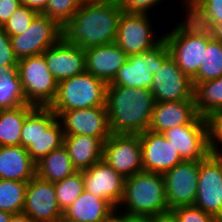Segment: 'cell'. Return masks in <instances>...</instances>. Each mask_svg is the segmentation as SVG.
Returning <instances> with one entry per match:
<instances>
[{"instance_id":"obj_1","label":"cell","mask_w":222,"mask_h":222,"mask_svg":"<svg viewBox=\"0 0 222 222\" xmlns=\"http://www.w3.org/2000/svg\"><path fill=\"white\" fill-rule=\"evenodd\" d=\"M123 10L116 0L82 2L61 26V39L82 49L114 43Z\"/></svg>"},{"instance_id":"obj_2","label":"cell","mask_w":222,"mask_h":222,"mask_svg":"<svg viewBox=\"0 0 222 222\" xmlns=\"http://www.w3.org/2000/svg\"><path fill=\"white\" fill-rule=\"evenodd\" d=\"M154 104L148 88L107 86L106 108L111 134H139L148 130Z\"/></svg>"},{"instance_id":"obj_3","label":"cell","mask_w":222,"mask_h":222,"mask_svg":"<svg viewBox=\"0 0 222 222\" xmlns=\"http://www.w3.org/2000/svg\"><path fill=\"white\" fill-rule=\"evenodd\" d=\"M116 211L150 216L169 212L163 174L141 171L125 178L124 196Z\"/></svg>"},{"instance_id":"obj_4","label":"cell","mask_w":222,"mask_h":222,"mask_svg":"<svg viewBox=\"0 0 222 222\" xmlns=\"http://www.w3.org/2000/svg\"><path fill=\"white\" fill-rule=\"evenodd\" d=\"M183 20L175 24L170 32L163 33L171 57L178 67L192 79L202 64L203 50L213 37L209 29L194 23L186 14Z\"/></svg>"},{"instance_id":"obj_5","label":"cell","mask_w":222,"mask_h":222,"mask_svg":"<svg viewBox=\"0 0 222 222\" xmlns=\"http://www.w3.org/2000/svg\"><path fill=\"white\" fill-rule=\"evenodd\" d=\"M64 144L60 120L49 107H35L26 117L21 130V146L37 163Z\"/></svg>"},{"instance_id":"obj_6","label":"cell","mask_w":222,"mask_h":222,"mask_svg":"<svg viewBox=\"0 0 222 222\" xmlns=\"http://www.w3.org/2000/svg\"><path fill=\"white\" fill-rule=\"evenodd\" d=\"M107 84L85 71L58 82L51 110H74L106 106Z\"/></svg>"},{"instance_id":"obj_7","label":"cell","mask_w":222,"mask_h":222,"mask_svg":"<svg viewBox=\"0 0 222 222\" xmlns=\"http://www.w3.org/2000/svg\"><path fill=\"white\" fill-rule=\"evenodd\" d=\"M17 69L27 104L50 107L57 94L58 81L48 69L44 56L20 59Z\"/></svg>"},{"instance_id":"obj_8","label":"cell","mask_w":222,"mask_h":222,"mask_svg":"<svg viewBox=\"0 0 222 222\" xmlns=\"http://www.w3.org/2000/svg\"><path fill=\"white\" fill-rule=\"evenodd\" d=\"M170 56V50L164 39L144 53L129 55L126 63L118 70L113 81L107 86L150 89L153 74L156 73L158 67H162Z\"/></svg>"},{"instance_id":"obj_9","label":"cell","mask_w":222,"mask_h":222,"mask_svg":"<svg viewBox=\"0 0 222 222\" xmlns=\"http://www.w3.org/2000/svg\"><path fill=\"white\" fill-rule=\"evenodd\" d=\"M150 15L125 12L121 14L115 43L128 56L144 53L164 39L162 34L157 36L159 31H155L157 29H154Z\"/></svg>"},{"instance_id":"obj_10","label":"cell","mask_w":222,"mask_h":222,"mask_svg":"<svg viewBox=\"0 0 222 222\" xmlns=\"http://www.w3.org/2000/svg\"><path fill=\"white\" fill-rule=\"evenodd\" d=\"M222 159L209 154L199 163L197 195L194 206L222 222Z\"/></svg>"},{"instance_id":"obj_11","label":"cell","mask_w":222,"mask_h":222,"mask_svg":"<svg viewBox=\"0 0 222 222\" xmlns=\"http://www.w3.org/2000/svg\"><path fill=\"white\" fill-rule=\"evenodd\" d=\"M60 39L61 26L43 14H38L23 34L10 36L12 49L18 60L41 55Z\"/></svg>"},{"instance_id":"obj_12","label":"cell","mask_w":222,"mask_h":222,"mask_svg":"<svg viewBox=\"0 0 222 222\" xmlns=\"http://www.w3.org/2000/svg\"><path fill=\"white\" fill-rule=\"evenodd\" d=\"M162 134L183 160L201 161L210 154L209 123L205 117L198 116L191 124L171 128Z\"/></svg>"},{"instance_id":"obj_13","label":"cell","mask_w":222,"mask_h":222,"mask_svg":"<svg viewBox=\"0 0 222 222\" xmlns=\"http://www.w3.org/2000/svg\"><path fill=\"white\" fill-rule=\"evenodd\" d=\"M102 159L124 178L143 171L139 134H111L104 143Z\"/></svg>"},{"instance_id":"obj_14","label":"cell","mask_w":222,"mask_h":222,"mask_svg":"<svg viewBox=\"0 0 222 222\" xmlns=\"http://www.w3.org/2000/svg\"><path fill=\"white\" fill-rule=\"evenodd\" d=\"M197 160H184L163 174L169 210L178 206L194 205L199 177Z\"/></svg>"},{"instance_id":"obj_15","label":"cell","mask_w":222,"mask_h":222,"mask_svg":"<svg viewBox=\"0 0 222 222\" xmlns=\"http://www.w3.org/2000/svg\"><path fill=\"white\" fill-rule=\"evenodd\" d=\"M149 90L155 102L195 99L192 80L178 67L171 56L153 74Z\"/></svg>"},{"instance_id":"obj_16","label":"cell","mask_w":222,"mask_h":222,"mask_svg":"<svg viewBox=\"0 0 222 222\" xmlns=\"http://www.w3.org/2000/svg\"><path fill=\"white\" fill-rule=\"evenodd\" d=\"M60 120L64 136L110 137L106 106L74 110H53Z\"/></svg>"},{"instance_id":"obj_17","label":"cell","mask_w":222,"mask_h":222,"mask_svg":"<svg viewBox=\"0 0 222 222\" xmlns=\"http://www.w3.org/2000/svg\"><path fill=\"white\" fill-rule=\"evenodd\" d=\"M86 192L106 200L115 210L124 196L125 178L103 159L82 170Z\"/></svg>"},{"instance_id":"obj_18","label":"cell","mask_w":222,"mask_h":222,"mask_svg":"<svg viewBox=\"0 0 222 222\" xmlns=\"http://www.w3.org/2000/svg\"><path fill=\"white\" fill-rule=\"evenodd\" d=\"M139 137L143 171L164 174L184 161L162 133L146 130Z\"/></svg>"},{"instance_id":"obj_19","label":"cell","mask_w":222,"mask_h":222,"mask_svg":"<svg viewBox=\"0 0 222 222\" xmlns=\"http://www.w3.org/2000/svg\"><path fill=\"white\" fill-rule=\"evenodd\" d=\"M23 213L37 222H54L63 213L59 208L54 183L35 175L27 183Z\"/></svg>"},{"instance_id":"obj_20","label":"cell","mask_w":222,"mask_h":222,"mask_svg":"<svg viewBox=\"0 0 222 222\" xmlns=\"http://www.w3.org/2000/svg\"><path fill=\"white\" fill-rule=\"evenodd\" d=\"M42 55L58 82L86 71L85 50L74 44L65 43L62 39L47 48Z\"/></svg>"},{"instance_id":"obj_21","label":"cell","mask_w":222,"mask_h":222,"mask_svg":"<svg viewBox=\"0 0 222 222\" xmlns=\"http://www.w3.org/2000/svg\"><path fill=\"white\" fill-rule=\"evenodd\" d=\"M198 116L195 99L155 102L148 130L163 133L177 126L189 125Z\"/></svg>"},{"instance_id":"obj_22","label":"cell","mask_w":222,"mask_h":222,"mask_svg":"<svg viewBox=\"0 0 222 222\" xmlns=\"http://www.w3.org/2000/svg\"><path fill=\"white\" fill-rule=\"evenodd\" d=\"M127 58L128 55L115 42L89 47L85 49L86 71L110 84Z\"/></svg>"},{"instance_id":"obj_23","label":"cell","mask_w":222,"mask_h":222,"mask_svg":"<svg viewBox=\"0 0 222 222\" xmlns=\"http://www.w3.org/2000/svg\"><path fill=\"white\" fill-rule=\"evenodd\" d=\"M36 175V163L26 148L0 146V179L28 182Z\"/></svg>"},{"instance_id":"obj_24","label":"cell","mask_w":222,"mask_h":222,"mask_svg":"<svg viewBox=\"0 0 222 222\" xmlns=\"http://www.w3.org/2000/svg\"><path fill=\"white\" fill-rule=\"evenodd\" d=\"M109 137H92L89 135H66L64 146L77 171L90 168L102 160L104 143Z\"/></svg>"},{"instance_id":"obj_25","label":"cell","mask_w":222,"mask_h":222,"mask_svg":"<svg viewBox=\"0 0 222 222\" xmlns=\"http://www.w3.org/2000/svg\"><path fill=\"white\" fill-rule=\"evenodd\" d=\"M115 211L106 200L84 190L63 213L78 222H105Z\"/></svg>"},{"instance_id":"obj_26","label":"cell","mask_w":222,"mask_h":222,"mask_svg":"<svg viewBox=\"0 0 222 222\" xmlns=\"http://www.w3.org/2000/svg\"><path fill=\"white\" fill-rule=\"evenodd\" d=\"M76 171L77 169L74 167L64 145L52 150L36 163V175L52 183L62 181Z\"/></svg>"},{"instance_id":"obj_27","label":"cell","mask_w":222,"mask_h":222,"mask_svg":"<svg viewBox=\"0 0 222 222\" xmlns=\"http://www.w3.org/2000/svg\"><path fill=\"white\" fill-rule=\"evenodd\" d=\"M35 108L23 105L13 109L0 110V146L21 145V130L27 115Z\"/></svg>"},{"instance_id":"obj_28","label":"cell","mask_w":222,"mask_h":222,"mask_svg":"<svg viewBox=\"0 0 222 222\" xmlns=\"http://www.w3.org/2000/svg\"><path fill=\"white\" fill-rule=\"evenodd\" d=\"M196 110L201 117L222 112V76L194 86Z\"/></svg>"},{"instance_id":"obj_29","label":"cell","mask_w":222,"mask_h":222,"mask_svg":"<svg viewBox=\"0 0 222 222\" xmlns=\"http://www.w3.org/2000/svg\"><path fill=\"white\" fill-rule=\"evenodd\" d=\"M17 68L0 66V110L26 105Z\"/></svg>"},{"instance_id":"obj_30","label":"cell","mask_w":222,"mask_h":222,"mask_svg":"<svg viewBox=\"0 0 222 222\" xmlns=\"http://www.w3.org/2000/svg\"><path fill=\"white\" fill-rule=\"evenodd\" d=\"M185 14L197 25L211 30L222 22V0H190Z\"/></svg>"},{"instance_id":"obj_31","label":"cell","mask_w":222,"mask_h":222,"mask_svg":"<svg viewBox=\"0 0 222 222\" xmlns=\"http://www.w3.org/2000/svg\"><path fill=\"white\" fill-rule=\"evenodd\" d=\"M222 76V41L212 37L206 50H203L202 64L197 74L191 79L193 86L197 83L218 79Z\"/></svg>"},{"instance_id":"obj_32","label":"cell","mask_w":222,"mask_h":222,"mask_svg":"<svg viewBox=\"0 0 222 222\" xmlns=\"http://www.w3.org/2000/svg\"><path fill=\"white\" fill-rule=\"evenodd\" d=\"M28 182L0 179V210L18 214L23 212Z\"/></svg>"},{"instance_id":"obj_33","label":"cell","mask_w":222,"mask_h":222,"mask_svg":"<svg viewBox=\"0 0 222 222\" xmlns=\"http://www.w3.org/2000/svg\"><path fill=\"white\" fill-rule=\"evenodd\" d=\"M57 202L62 212L85 190L82 171H76L62 181L54 183Z\"/></svg>"},{"instance_id":"obj_34","label":"cell","mask_w":222,"mask_h":222,"mask_svg":"<svg viewBox=\"0 0 222 222\" xmlns=\"http://www.w3.org/2000/svg\"><path fill=\"white\" fill-rule=\"evenodd\" d=\"M82 0H48L43 15L55 20L62 26L79 10Z\"/></svg>"},{"instance_id":"obj_35","label":"cell","mask_w":222,"mask_h":222,"mask_svg":"<svg viewBox=\"0 0 222 222\" xmlns=\"http://www.w3.org/2000/svg\"><path fill=\"white\" fill-rule=\"evenodd\" d=\"M37 15L36 11L22 4L1 28L9 36L23 34L29 29L31 22Z\"/></svg>"},{"instance_id":"obj_36","label":"cell","mask_w":222,"mask_h":222,"mask_svg":"<svg viewBox=\"0 0 222 222\" xmlns=\"http://www.w3.org/2000/svg\"><path fill=\"white\" fill-rule=\"evenodd\" d=\"M177 222H219L212 215L194 205L178 206L170 210Z\"/></svg>"},{"instance_id":"obj_37","label":"cell","mask_w":222,"mask_h":222,"mask_svg":"<svg viewBox=\"0 0 222 222\" xmlns=\"http://www.w3.org/2000/svg\"><path fill=\"white\" fill-rule=\"evenodd\" d=\"M210 153L219 155L222 152V112L208 118Z\"/></svg>"},{"instance_id":"obj_38","label":"cell","mask_w":222,"mask_h":222,"mask_svg":"<svg viewBox=\"0 0 222 222\" xmlns=\"http://www.w3.org/2000/svg\"><path fill=\"white\" fill-rule=\"evenodd\" d=\"M125 13L148 14L164 0H116ZM167 2V0H165Z\"/></svg>"},{"instance_id":"obj_39","label":"cell","mask_w":222,"mask_h":222,"mask_svg":"<svg viewBox=\"0 0 222 222\" xmlns=\"http://www.w3.org/2000/svg\"><path fill=\"white\" fill-rule=\"evenodd\" d=\"M18 59L12 49L10 36L0 27V66L17 68Z\"/></svg>"},{"instance_id":"obj_40","label":"cell","mask_w":222,"mask_h":222,"mask_svg":"<svg viewBox=\"0 0 222 222\" xmlns=\"http://www.w3.org/2000/svg\"><path fill=\"white\" fill-rule=\"evenodd\" d=\"M21 5V0H0V27L9 20L10 16Z\"/></svg>"},{"instance_id":"obj_41","label":"cell","mask_w":222,"mask_h":222,"mask_svg":"<svg viewBox=\"0 0 222 222\" xmlns=\"http://www.w3.org/2000/svg\"><path fill=\"white\" fill-rule=\"evenodd\" d=\"M118 219L121 222H154V216L150 215H132L118 211Z\"/></svg>"},{"instance_id":"obj_42","label":"cell","mask_w":222,"mask_h":222,"mask_svg":"<svg viewBox=\"0 0 222 222\" xmlns=\"http://www.w3.org/2000/svg\"><path fill=\"white\" fill-rule=\"evenodd\" d=\"M21 3L38 14H43L46 10L48 0H21Z\"/></svg>"},{"instance_id":"obj_43","label":"cell","mask_w":222,"mask_h":222,"mask_svg":"<svg viewBox=\"0 0 222 222\" xmlns=\"http://www.w3.org/2000/svg\"><path fill=\"white\" fill-rule=\"evenodd\" d=\"M154 222H177L171 211L154 216Z\"/></svg>"},{"instance_id":"obj_44","label":"cell","mask_w":222,"mask_h":222,"mask_svg":"<svg viewBox=\"0 0 222 222\" xmlns=\"http://www.w3.org/2000/svg\"><path fill=\"white\" fill-rule=\"evenodd\" d=\"M9 222H37L25 213L12 214Z\"/></svg>"},{"instance_id":"obj_45","label":"cell","mask_w":222,"mask_h":222,"mask_svg":"<svg viewBox=\"0 0 222 222\" xmlns=\"http://www.w3.org/2000/svg\"><path fill=\"white\" fill-rule=\"evenodd\" d=\"M210 31L214 38L222 41V22L217 23Z\"/></svg>"},{"instance_id":"obj_46","label":"cell","mask_w":222,"mask_h":222,"mask_svg":"<svg viewBox=\"0 0 222 222\" xmlns=\"http://www.w3.org/2000/svg\"><path fill=\"white\" fill-rule=\"evenodd\" d=\"M54 222H78V221L62 213L61 216L58 219H56Z\"/></svg>"},{"instance_id":"obj_47","label":"cell","mask_w":222,"mask_h":222,"mask_svg":"<svg viewBox=\"0 0 222 222\" xmlns=\"http://www.w3.org/2000/svg\"><path fill=\"white\" fill-rule=\"evenodd\" d=\"M11 216H12V213L4 212L0 210V222H9Z\"/></svg>"},{"instance_id":"obj_48","label":"cell","mask_w":222,"mask_h":222,"mask_svg":"<svg viewBox=\"0 0 222 222\" xmlns=\"http://www.w3.org/2000/svg\"><path fill=\"white\" fill-rule=\"evenodd\" d=\"M105 222H121L119 219H118V211H115V214L110 217L107 221Z\"/></svg>"},{"instance_id":"obj_49","label":"cell","mask_w":222,"mask_h":222,"mask_svg":"<svg viewBox=\"0 0 222 222\" xmlns=\"http://www.w3.org/2000/svg\"><path fill=\"white\" fill-rule=\"evenodd\" d=\"M181 4L180 5H183L182 7V10L185 8V5L190 1V0H181Z\"/></svg>"},{"instance_id":"obj_50","label":"cell","mask_w":222,"mask_h":222,"mask_svg":"<svg viewBox=\"0 0 222 222\" xmlns=\"http://www.w3.org/2000/svg\"><path fill=\"white\" fill-rule=\"evenodd\" d=\"M83 2H98V1H111V0H82Z\"/></svg>"},{"instance_id":"obj_51","label":"cell","mask_w":222,"mask_h":222,"mask_svg":"<svg viewBox=\"0 0 222 222\" xmlns=\"http://www.w3.org/2000/svg\"><path fill=\"white\" fill-rule=\"evenodd\" d=\"M218 156L222 159V152Z\"/></svg>"}]
</instances>
